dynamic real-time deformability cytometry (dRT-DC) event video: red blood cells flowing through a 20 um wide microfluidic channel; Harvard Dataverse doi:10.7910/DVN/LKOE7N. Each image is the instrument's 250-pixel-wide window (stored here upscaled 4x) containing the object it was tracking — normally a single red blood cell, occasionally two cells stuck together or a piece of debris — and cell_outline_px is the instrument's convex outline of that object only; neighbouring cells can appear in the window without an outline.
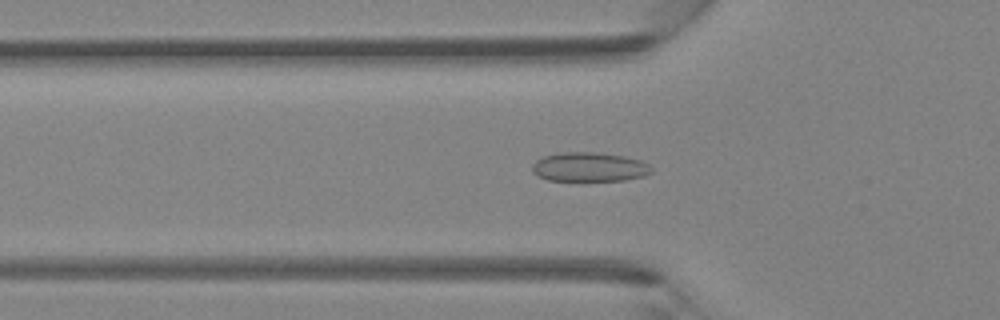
{"species": "Egyptian fruit bat (a non-hibernating species)", "species_latin": "Rousettus aegyptiacus", "temperature_condition": "room temperature", "stored_images_in_passage": 46, "camera_frame_rate_fps": 3000, "um_per_image_px": 0.085, "animal": {"sex": "female"}, "frame": {"image": 1, "passage_image": 16, "time_ms": 5.0, "image_size_px": [1000, 320], "cell_outline_px": [[652, 172], [644, 176], [624, 180], [548, 180], [536, 176], [532, 172], [532, 164], [536, 160], [544, 156], [564, 152], [596, 152], [624, 156], [640, 160], [648, 164], [652, 168]], "centroid_in_image_um": [50.08, 14.19], "position_along_channel_um": 75.7, "area_um2": 20.29}}
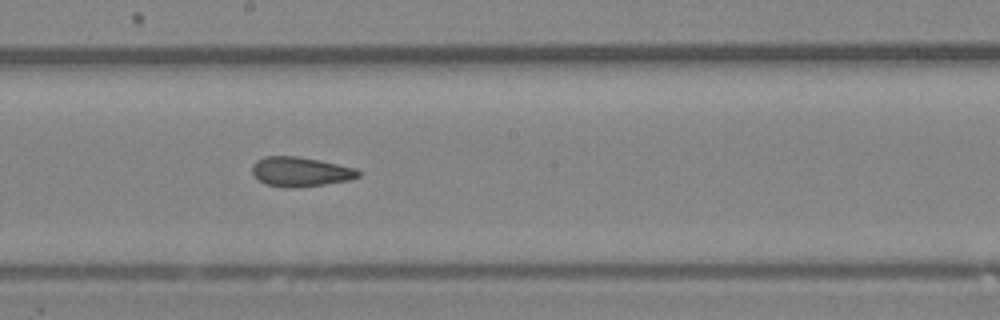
{"frame": {"image": 2, "passage_image": 26, "time_ms": 8.333, "image_size_px": [1000, 320], "cell_outline_px": [[360, 176], [348, 180], [324, 184], [292, 188], [288, 188], [268, 184], [260, 180], [252, 172], [252, 164], [256, 160], [264, 156], [296, 156], [320, 160], [356, 168], [360, 172]], "centroid_in_image_um": [25.54, 14.58], "position_along_channel_um": 222.7, "area_um2": 18.15}}
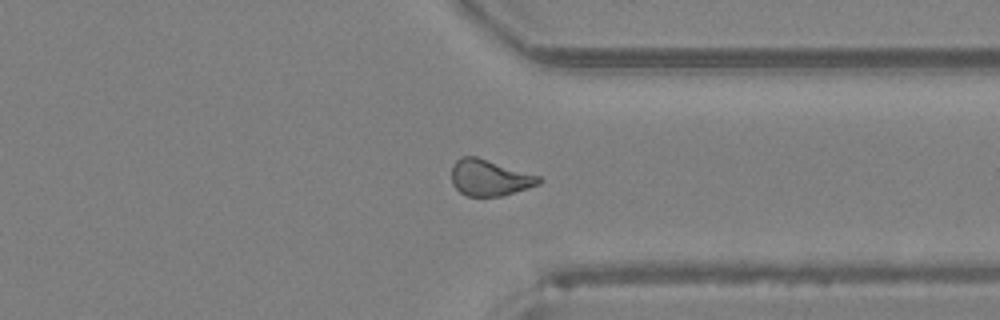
{"frame": {"image": 3, "passage_image": 36, "time_ms": 11.667, "image_size_px": [1000, 320], "cell_outline_px": [[544, 180], [540, 184], [500, 196], [468, 196], [460, 192], [452, 184], [452, 164], [460, 156], [476, 156], [540, 176]], "centroid_in_image_um": [41.6, 15.09], "position_along_channel_um": 369.8, "area_um2": 18.38}}